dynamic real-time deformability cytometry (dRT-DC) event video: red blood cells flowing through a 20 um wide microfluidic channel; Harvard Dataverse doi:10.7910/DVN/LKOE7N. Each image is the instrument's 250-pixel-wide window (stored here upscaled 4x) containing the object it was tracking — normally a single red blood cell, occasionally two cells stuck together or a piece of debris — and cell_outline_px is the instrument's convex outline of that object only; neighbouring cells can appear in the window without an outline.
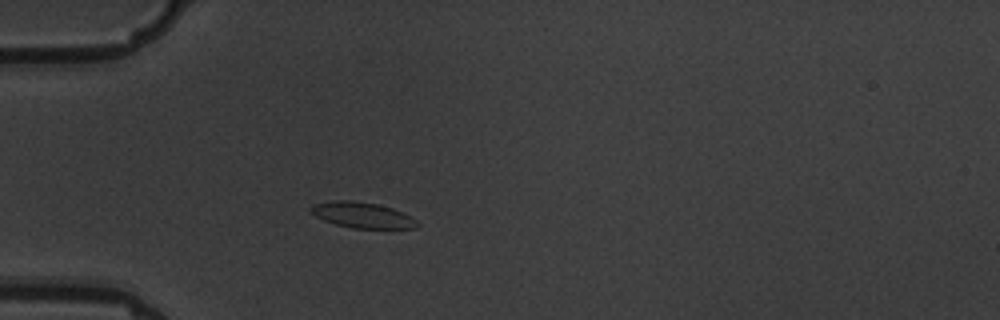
{"species": "common noctule bat (a hibernating species)", "species_latin": "Nyctalus noctula", "temperature_condition": "warm", "stored_images_in_passage": 3, "camera_frame_rate_fps": 3000, "um_per_image_px": 0.085, "animal": {"sex": "male", "body_mass_g": 19.5, "forearm_length_mm": 54.6}, "frame": {"image": 1, "passage_image": 3, "time_ms": 2.333, "image_size_px": [1000, 320], "cell_outline_px": [[420, 224], [416, 228], [352, 228], [336, 224], [324, 220], [308, 212], [308, 208], [312, 204], [336, 200], [352, 200], [376, 204], [392, 208], [416, 220]], "centroid_in_image_um": [30.73, 18.28], "position_along_channel_um": 54.3, "area_um2": 15.84}}